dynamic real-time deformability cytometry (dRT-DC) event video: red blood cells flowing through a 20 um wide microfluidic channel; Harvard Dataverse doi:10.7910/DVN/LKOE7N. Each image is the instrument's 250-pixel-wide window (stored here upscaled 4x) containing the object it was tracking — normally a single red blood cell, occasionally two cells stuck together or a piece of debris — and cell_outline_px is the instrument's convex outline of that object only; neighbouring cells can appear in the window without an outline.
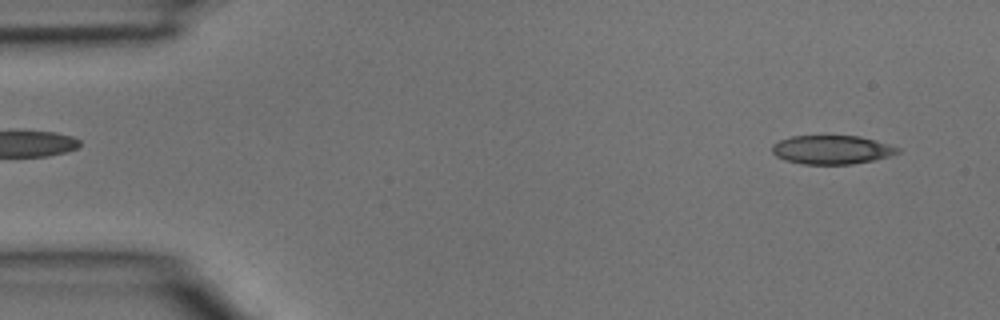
{"species": "common noctule bat (a hibernating species)", "species_latin": "Nyctalus noctula", "temperature_condition": "room temperature", "stored_images_in_passage": 4, "segment_of_instrument_passage": [2, 2], "camera_frame_rate_fps": 3000, "um_per_image_px": 0.085, "animal": {"sex": "male", "body_mass_g": 15.6}, "frame": {"image": 1, "passage_image": 4, "time_ms": 1.0, "image_size_px": [1000, 320], "cell_outline_px": [[900, 152], [888, 156], [872, 160], [852, 164], [804, 164], [784, 160], [776, 156], [772, 152], [772, 144], [780, 140], [792, 136], [860, 136], [900, 148]], "centroid_in_image_um": [70.66, 12.73], "position_along_channel_um": 14.3, "area_um2": 20.87}}